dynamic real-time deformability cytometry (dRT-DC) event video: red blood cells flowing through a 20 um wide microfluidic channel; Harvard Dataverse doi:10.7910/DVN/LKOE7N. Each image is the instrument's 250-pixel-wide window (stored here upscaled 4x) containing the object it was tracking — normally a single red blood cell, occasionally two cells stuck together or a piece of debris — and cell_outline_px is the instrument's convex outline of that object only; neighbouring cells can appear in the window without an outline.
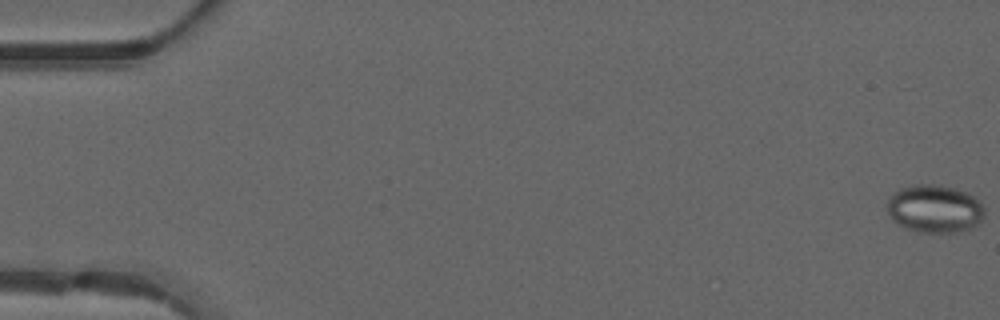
{"species": "common noctule bat (a hibernating species)", "species_latin": "Nyctalus noctula", "temperature_condition": "warm", "stored_images_in_passage": 19, "camera_frame_rate_fps": 3000, "um_per_image_px": 0.085, "animal": {"sex": "male", "forearm_length_mm": 52.5}, "frame": {"image": 1, "passage_image": 1, "time_ms": 0.0, "image_size_px": [1000, 320], "cell_outline_px": [[984, 216], [980, 224], [976, 228], [960, 232], [920, 232], [904, 228], [892, 220], [884, 204], [900, 188], [916, 184], [940, 184], [968, 192], [984, 208]], "centroid_in_image_um": [79.45, 17.76], "position_along_channel_um": 5.5, "area_um2": 27.57}}